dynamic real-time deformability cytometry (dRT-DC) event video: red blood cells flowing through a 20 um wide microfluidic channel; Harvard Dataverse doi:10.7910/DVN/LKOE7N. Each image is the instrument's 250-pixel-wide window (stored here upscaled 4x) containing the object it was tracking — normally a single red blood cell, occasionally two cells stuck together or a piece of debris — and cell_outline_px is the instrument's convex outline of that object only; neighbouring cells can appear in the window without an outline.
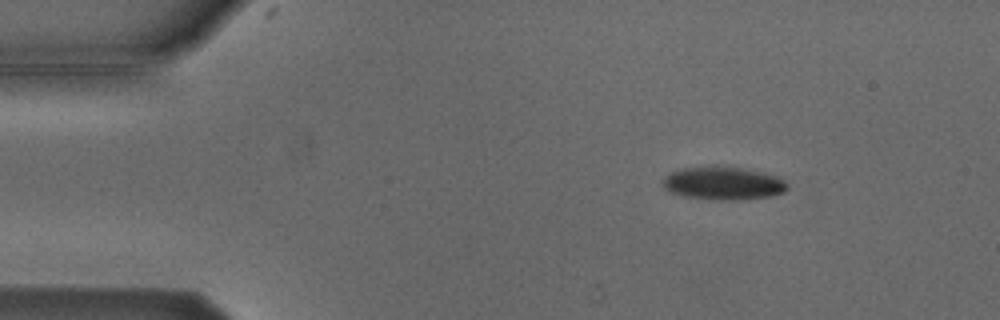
{"species": "Egyptian fruit bat (a non-hibernating species)", "species_latin": "Rousettus aegyptiacus", "temperature_condition": "cold", "stored_images_in_passage": 4, "camera_frame_rate_fps": 3000, "um_per_image_px": 0.085, "animal": {"sex": "male"}, "frame": {"image": 1, "passage_image": 2, "time_ms": 1.0, "image_size_px": [1000, 320], "cell_outline_px": [[788, 188], [784, 192], [772, 196], [736, 200], [716, 200], [684, 196], [668, 192], [660, 184], [660, 180], [664, 176], [680, 168], [716, 164], [744, 168], [776, 176], [784, 180], [788, 184]], "centroid_in_image_um": [61.41, 15.56], "position_along_channel_um": 23.6, "area_um2": 24.68}}